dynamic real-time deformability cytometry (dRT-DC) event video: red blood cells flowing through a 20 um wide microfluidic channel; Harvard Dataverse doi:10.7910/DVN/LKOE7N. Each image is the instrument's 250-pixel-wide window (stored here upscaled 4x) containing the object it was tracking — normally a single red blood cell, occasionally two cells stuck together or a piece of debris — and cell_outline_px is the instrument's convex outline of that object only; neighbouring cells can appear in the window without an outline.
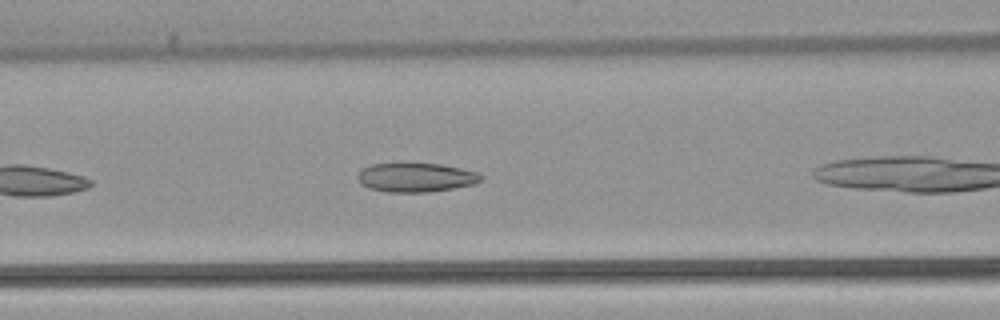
{"species": "common noctule bat (a hibernating species)", "species_latin": "Nyctalus noctula", "temperature_condition": "warm", "stored_images_in_passage": 11, "camera_frame_rate_fps": 3000, "um_per_image_px": 0.085, "animal": {"sex": "female", "body_mass_g": 22.7, "forearm_length_mm": 54.2}, "frame": {"image": 1, "passage_image": 7, "time_ms": 2.0, "image_size_px": [1000, 320], "cell_outline_px": [[484, 176], [480, 180], [472, 184], [452, 188], [428, 192], [388, 192], [368, 188], [360, 184], [356, 176], [364, 168], [372, 164], [408, 160], [440, 164], [460, 168], [476, 172]], "centroid_in_image_um": [35.28, 15.03], "position_along_channel_um": 131.3, "area_um2": 21.56}}